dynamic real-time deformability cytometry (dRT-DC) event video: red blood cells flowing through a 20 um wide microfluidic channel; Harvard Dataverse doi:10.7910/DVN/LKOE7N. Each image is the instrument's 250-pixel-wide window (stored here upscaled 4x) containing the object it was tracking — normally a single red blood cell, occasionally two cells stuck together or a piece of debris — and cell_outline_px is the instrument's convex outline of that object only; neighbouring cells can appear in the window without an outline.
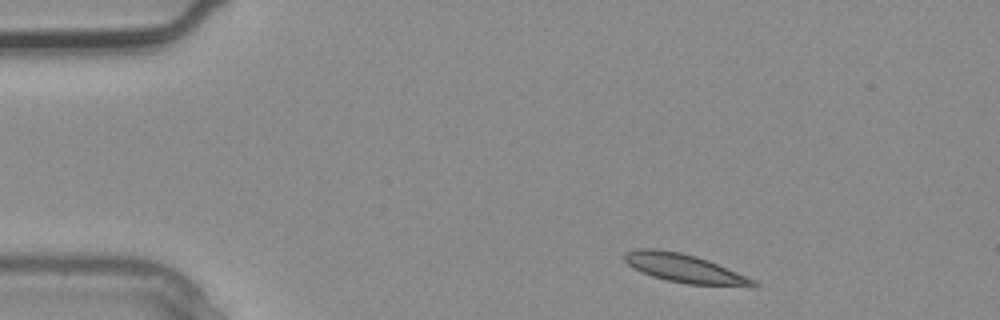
{"species": "common noctule bat (a hibernating species)", "species_latin": "Nyctalus noctula", "temperature_condition": "warm", "stored_images_in_passage": 2, "camera_frame_rate_fps": 3000, "um_per_image_px": 0.085, "animal": {"sex": "male", "body_mass_g": 20.4}, "frame": {"image": 1, "passage_image": 1, "time_ms": 0.0, "image_size_px": [1000, 320], "cell_outline_px": [[760, 284], [756, 288], [752, 288], [688, 284], [668, 280], [652, 276], [628, 264], [624, 260], [624, 252], [636, 248], [656, 248], [680, 252], [696, 256], [708, 260], [756, 280]], "centroid_in_image_um": [58.27, 22.82], "position_along_channel_um": 26.7, "area_um2": 21.73}}